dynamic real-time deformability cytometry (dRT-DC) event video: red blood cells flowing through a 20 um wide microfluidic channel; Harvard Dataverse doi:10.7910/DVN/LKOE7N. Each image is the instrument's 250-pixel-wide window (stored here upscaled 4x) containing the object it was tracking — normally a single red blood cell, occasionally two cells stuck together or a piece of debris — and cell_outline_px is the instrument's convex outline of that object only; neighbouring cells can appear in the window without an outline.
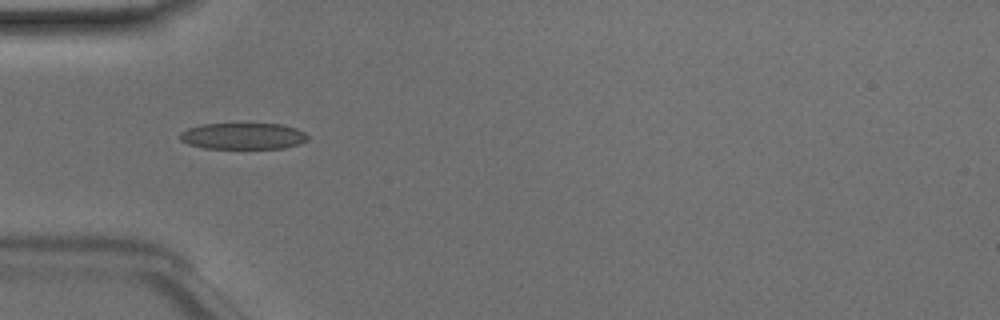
{"species": "Egyptian fruit bat (a non-hibernating species)", "species_latin": "Rousettus aegyptiacus", "temperature_condition": "room temperature", "stored_images_in_passage": 23, "camera_frame_rate_fps": 3000, "um_per_image_px": 0.085, "animal": {"sex": "male"}, "frame": {"image": 1, "passage_image": 3, "time_ms": 0.667, "image_size_px": [1000, 320], "cell_outline_px": [[308, 140], [300, 144], [284, 148], [204, 148], [188, 144], [180, 140], [180, 132], [188, 128], [204, 124], [284, 124], [296, 128], [304, 132], [308, 136]], "centroid_in_image_um": [20.68, 11.57], "position_along_channel_um": 64.3, "area_um2": 19.65}}
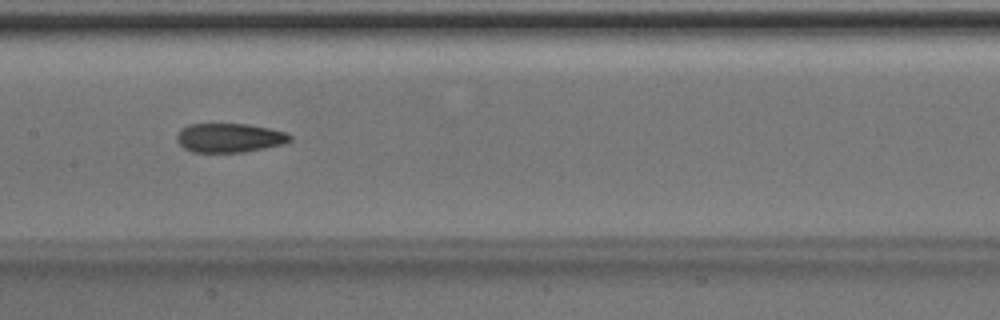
{"frame": {"image": 2, "passage_image": 12, "time_ms": 3.667, "image_size_px": [1000, 320], "cell_outline_px": [[292, 140], [280, 144], [264, 148], [244, 152], [192, 152], [184, 148], [176, 140], [176, 136], [180, 128], [188, 124], [248, 124], [288, 132], [292, 136]], "centroid_in_image_um": [19.48, 11.71], "position_along_channel_um": 187.9, "area_um2": 19.25}}
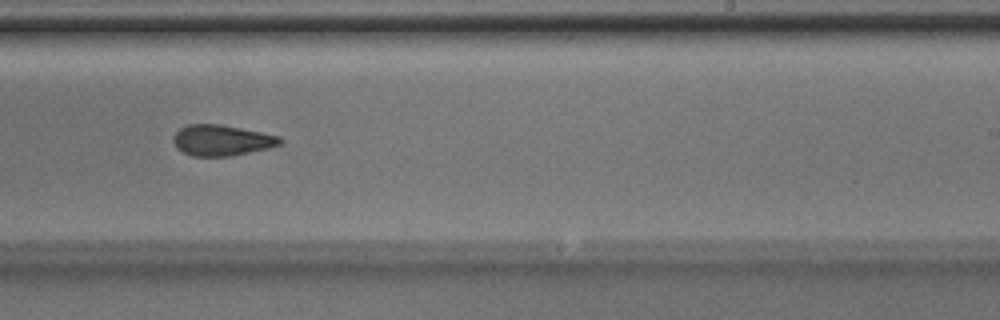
{"frame": {"image": 3, "passage_image": 18, "time_ms": 5.667, "image_size_px": [1000, 320], "cell_outline_px": [[284, 140], [280, 144], [268, 148], [228, 156], [192, 156], [176, 148], [172, 140], [172, 136], [180, 128], [188, 124], [220, 124], [280, 136]], "centroid_in_image_um": [18.81, 11.92], "position_along_channel_um": 270.2, "area_um2": 19.07}}